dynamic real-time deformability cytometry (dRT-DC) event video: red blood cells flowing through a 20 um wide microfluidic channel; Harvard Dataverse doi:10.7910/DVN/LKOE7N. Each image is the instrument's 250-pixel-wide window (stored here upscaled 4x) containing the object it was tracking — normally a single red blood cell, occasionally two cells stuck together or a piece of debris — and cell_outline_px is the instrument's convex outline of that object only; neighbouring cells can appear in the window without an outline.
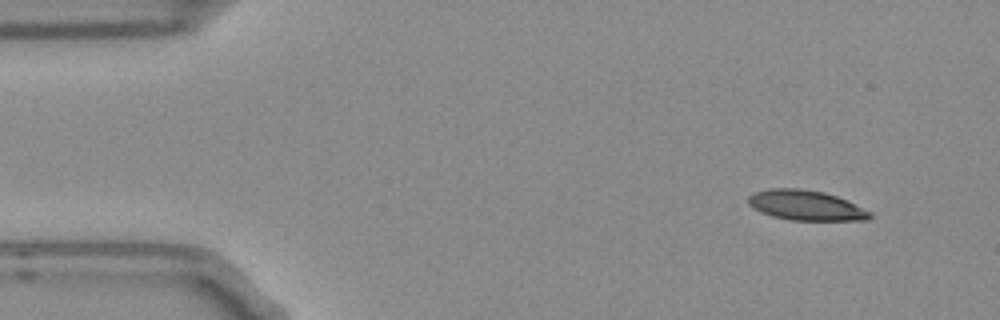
{"species": "Egyptian fruit bat (a non-hibernating species)", "species_latin": "Rousettus aegyptiacus", "temperature_condition": "room temperature", "stored_images_in_passage": 5, "camera_frame_rate_fps": 3000, "um_per_image_px": 0.085, "frame": {"image": 1, "passage_image": 1, "time_ms": 0.0, "image_size_px": [1000, 320], "cell_outline_px": [[872, 216], [868, 220], [788, 220], [772, 216], [760, 212], [752, 208], [748, 204], [748, 196], [752, 192], [768, 188], [800, 188], [824, 192], [848, 200], [872, 212]], "centroid_in_image_um": [68.47, 17.45], "position_along_channel_um": 16.5, "area_um2": 21.62}}
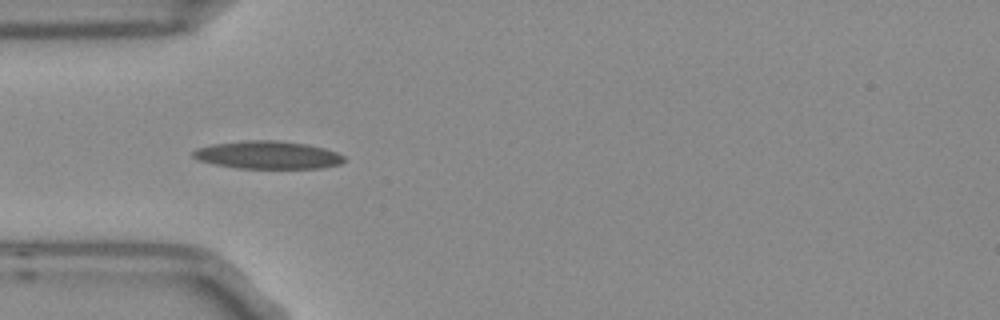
{"frame": {"image": 2, "passage_image": 4, "time_ms": 1.0, "image_size_px": [1000, 320], "cell_outline_px": [[344, 160], [340, 164], [320, 168], [236, 168], [196, 160], [192, 156], [192, 152], [196, 148], [212, 144], [244, 140], [276, 140], [308, 144], [324, 148], [336, 152], [344, 156]], "centroid_in_image_um": [22.73, 13.16], "position_along_channel_um": 62.3, "area_um2": 24.57}}
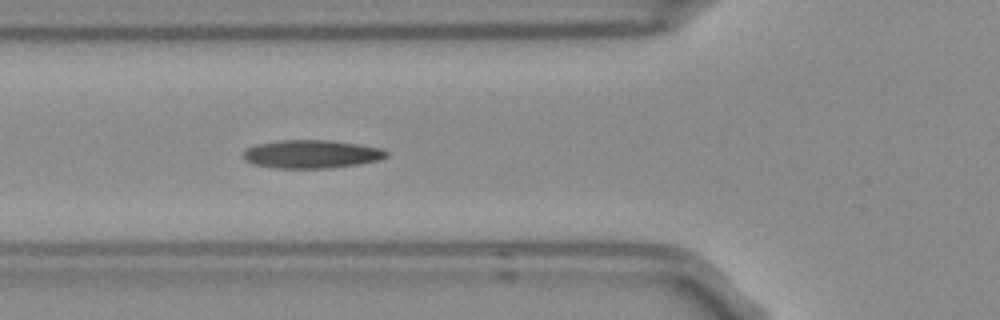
{"frame": {"image": 3, "passage_image": 5, "time_ms": 1.333, "image_size_px": [1000, 320], "cell_outline_px": [[388, 156], [380, 160], [356, 164], [328, 168], [276, 168], [252, 164], [244, 160], [244, 152], [248, 148], [256, 144], [280, 140], [332, 140], [360, 144], [384, 148], [388, 152]], "centroid_in_image_um": [26.51, 13.09], "position_along_channel_um": 99.3, "area_um2": 23.7}}